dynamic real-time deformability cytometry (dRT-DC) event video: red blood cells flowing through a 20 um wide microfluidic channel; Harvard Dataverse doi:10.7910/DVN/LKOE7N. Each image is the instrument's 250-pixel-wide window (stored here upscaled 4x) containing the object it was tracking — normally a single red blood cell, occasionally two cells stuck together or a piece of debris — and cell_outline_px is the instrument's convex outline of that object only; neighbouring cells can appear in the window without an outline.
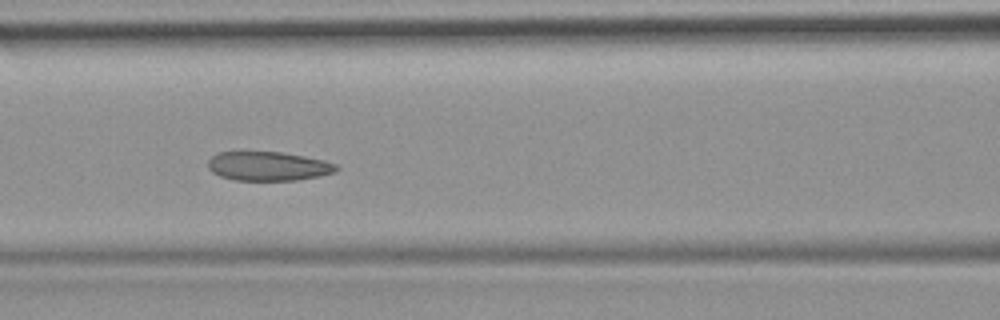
{"species": "common noctule bat (a hibernating species)", "species_latin": "Nyctalus noctula", "temperature_condition": "room temperature", "stored_images_in_passage": 38, "camera_frame_rate_fps": 3000, "um_per_image_px": 0.085, "animal": {"sex": "female", "body_mass_g": 19.9}, "frame": {"image": 1, "passage_image": 17, "time_ms": 5.333, "image_size_px": [1000, 320], "cell_outline_px": [[340, 168], [336, 172], [296, 180], [236, 180], [220, 176], [212, 172], [208, 168], [208, 160], [212, 156], [220, 152], [240, 148], [280, 152], [304, 156], [324, 160], [336, 164]], "centroid_in_image_um": [22.73, 14.07], "position_along_channel_um": 143.9, "area_um2": 22.48}}